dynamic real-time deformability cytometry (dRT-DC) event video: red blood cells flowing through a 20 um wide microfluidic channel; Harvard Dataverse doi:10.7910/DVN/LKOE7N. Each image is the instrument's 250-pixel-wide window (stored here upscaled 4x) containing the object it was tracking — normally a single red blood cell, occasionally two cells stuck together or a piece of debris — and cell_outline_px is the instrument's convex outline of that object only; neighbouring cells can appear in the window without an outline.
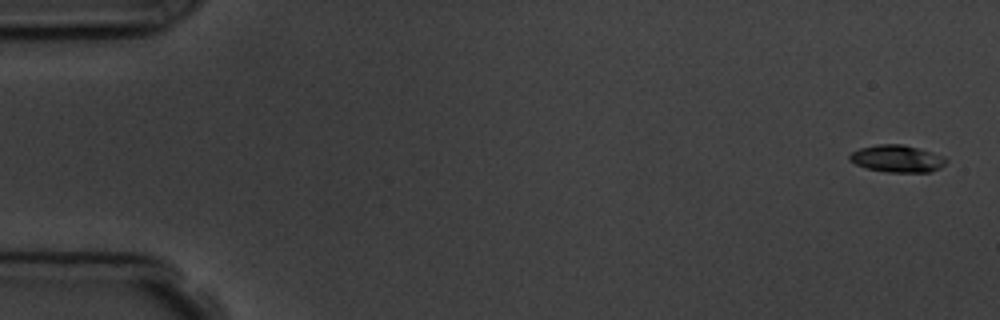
{"species": "common noctule bat (a hibernating species)", "species_latin": "Nyctalus noctula", "temperature_condition": "room temperature", "stored_images_in_passage": 4, "camera_frame_rate_fps": 3000, "um_per_image_px": 0.085, "animal": {"sex": "male", "body_mass_g": 19.5, "forearm_length_mm": 54.6}, "frame": {"image": 1, "passage_image": 1, "time_ms": 0.0, "image_size_px": [1000, 320], "cell_outline_px": [[948, 160], [940, 168], [932, 172], [888, 172], [868, 168], [856, 164], [848, 160], [848, 156], [852, 152], [860, 148], [876, 144], [900, 144], [916, 148], [944, 156]], "centroid_in_image_um": [76.24, 13.49], "position_along_channel_um": 8.8, "area_um2": 15.14}}